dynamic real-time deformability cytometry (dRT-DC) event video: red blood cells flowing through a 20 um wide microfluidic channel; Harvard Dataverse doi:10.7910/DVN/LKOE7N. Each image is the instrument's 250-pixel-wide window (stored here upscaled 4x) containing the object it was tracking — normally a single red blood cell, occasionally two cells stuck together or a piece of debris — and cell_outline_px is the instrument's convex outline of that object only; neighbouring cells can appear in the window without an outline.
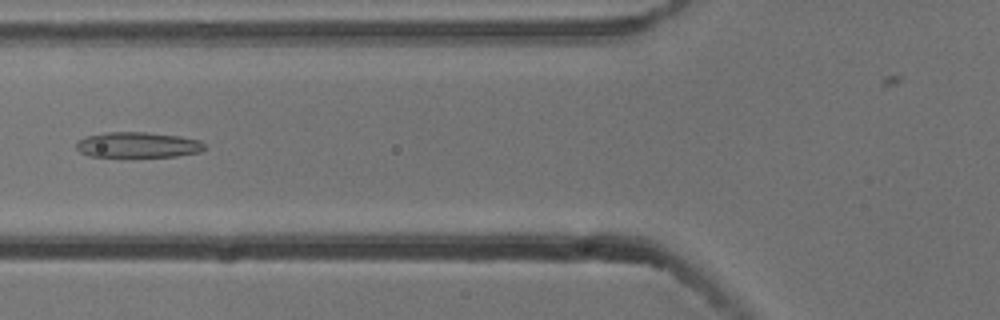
{"species": "common noctule bat (a hibernating species)", "species_latin": "Nyctalus noctula", "temperature_condition": "cold", "stored_images_in_passage": 4, "camera_frame_rate_fps": 3000, "um_per_image_px": 0.085, "animal": {"sex": "male", "body_mass_g": 13.3}, "frame": {"image": 1, "passage_image": 4, "time_ms": 1.0, "image_size_px": [1000, 320], "cell_outline_px": [[204, 148], [200, 152], [176, 156], [88, 156], [80, 152], [76, 148], [76, 144], [80, 140], [88, 136], [108, 132], [148, 132], [180, 136], [200, 140], [204, 144]], "centroid_in_image_um": [11.73, 12.31], "position_along_channel_um": 114.1, "area_um2": 18.84}}